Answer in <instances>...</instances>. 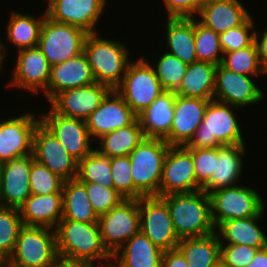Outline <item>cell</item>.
<instances>
[{
    "label": "cell",
    "mask_w": 267,
    "mask_h": 267,
    "mask_svg": "<svg viewBox=\"0 0 267 267\" xmlns=\"http://www.w3.org/2000/svg\"><path fill=\"white\" fill-rule=\"evenodd\" d=\"M54 230L62 266L111 267L112 255L102 243L98 222L61 219Z\"/></svg>",
    "instance_id": "6da1fadb"
},
{
    "label": "cell",
    "mask_w": 267,
    "mask_h": 267,
    "mask_svg": "<svg viewBox=\"0 0 267 267\" xmlns=\"http://www.w3.org/2000/svg\"><path fill=\"white\" fill-rule=\"evenodd\" d=\"M235 110L242 109L211 100L206 108L204 120L193 137L185 145L187 149L215 148L222 145L245 144V135Z\"/></svg>",
    "instance_id": "7a4b0ae2"
},
{
    "label": "cell",
    "mask_w": 267,
    "mask_h": 267,
    "mask_svg": "<svg viewBox=\"0 0 267 267\" xmlns=\"http://www.w3.org/2000/svg\"><path fill=\"white\" fill-rule=\"evenodd\" d=\"M122 42L105 38L97 32L88 34L84 43L83 52L95 81L110 89H116L121 84L127 66L133 59L132 52Z\"/></svg>",
    "instance_id": "3957f363"
},
{
    "label": "cell",
    "mask_w": 267,
    "mask_h": 267,
    "mask_svg": "<svg viewBox=\"0 0 267 267\" xmlns=\"http://www.w3.org/2000/svg\"><path fill=\"white\" fill-rule=\"evenodd\" d=\"M161 197L167 202L171 221L179 239L215 232L211 218V199L205 191Z\"/></svg>",
    "instance_id": "277c9868"
},
{
    "label": "cell",
    "mask_w": 267,
    "mask_h": 267,
    "mask_svg": "<svg viewBox=\"0 0 267 267\" xmlns=\"http://www.w3.org/2000/svg\"><path fill=\"white\" fill-rule=\"evenodd\" d=\"M9 267H61L56 248L55 230L48 227L23 226L18 234Z\"/></svg>",
    "instance_id": "5b68a950"
},
{
    "label": "cell",
    "mask_w": 267,
    "mask_h": 267,
    "mask_svg": "<svg viewBox=\"0 0 267 267\" xmlns=\"http://www.w3.org/2000/svg\"><path fill=\"white\" fill-rule=\"evenodd\" d=\"M170 145L161 138H144L130 153L134 187L143 196H159L163 163Z\"/></svg>",
    "instance_id": "8992f818"
},
{
    "label": "cell",
    "mask_w": 267,
    "mask_h": 267,
    "mask_svg": "<svg viewBox=\"0 0 267 267\" xmlns=\"http://www.w3.org/2000/svg\"><path fill=\"white\" fill-rule=\"evenodd\" d=\"M115 90L137 116L164 92L150 59L143 55L130 61L121 84Z\"/></svg>",
    "instance_id": "52a82bcc"
},
{
    "label": "cell",
    "mask_w": 267,
    "mask_h": 267,
    "mask_svg": "<svg viewBox=\"0 0 267 267\" xmlns=\"http://www.w3.org/2000/svg\"><path fill=\"white\" fill-rule=\"evenodd\" d=\"M209 196L215 229L224 221L257 216L266 207L260 192L244 184L217 189Z\"/></svg>",
    "instance_id": "ba28073f"
},
{
    "label": "cell",
    "mask_w": 267,
    "mask_h": 267,
    "mask_svg": "<svg viewBox=\"0 0 267 267\" xmlns=\"http://www.w3.org/2000/svg\"><path fill=\"white\" fill-rule=\"evenodd\" d=\"M88 34L79 27L55 22L45 16L37 46L52 66L81 54Z\"/></svg>",
    "instance_id": "9c48e42d"
},
{
    "label": "cell",
    "mask_w": 267,
    "mask_h": 267,
    "mask_svg": "<svg viewBox=\"0 0 267 267\" xmlns=\"http://www.w3.org/2000/svg\"><path fill=\"white\" fill-rule=\"evenodd\" d=\"M101 240L113 255L140 231L139 199H124L98 220Z\"/></svg>",
    "instance_id": "30bf717a"
},
{
    "label": "cell",
    "mask_w": 267,
    "mask_h": 267,
    "mask_svg": "<svg viewBox=\"0 0 267 267\" xmlns=\"http://www.w3.org/2000/svg\"><path fill=\"white\" fill-rule=\"evenodd\" d=\"M140 231L163 252L177 249L175 233L167 202L160 196L139 198Z\"/></svg>",
    "instance_id": "8fae6325"
},
{
    "label": "cell",
    "mask_w": 267,
    "mask_h": 267,
    "mask_svg": "<svg viewBox=\"0 0 267 267\" xmlns=\"http://www.w3.org/2000/svg\"><path fill=\"white\" fill-rule=\"evenodd\" d=\"M7 87L31 92L43 93L46 98L51 65L38 46L17 51Z\"/></svg>",
    "instance_id": "7c38bea8"
},
{
    "label": "cell",
    "mask_w": 267,
    "mask_h": 267,
    "mask_svg": "<svg viewBox=\"0 0 267 267\" xmlns=\"http://www.w3.org/2000/svg\"><path fill=\"white\" fill-rule=\"evenodd\" d=\"M0 119V162L32 154L33 134L40 122V114L33 111ZM37 117V118H36Z\"/></svg>",
    "instance_id": "4fadbf2b"
},
{
    "label": "cell",
    "mask_w": 267,
    "mask_h": 267,
    "mask_svg": "<svg viewBox=\"0 0 267 267\" xmlns=\"http://www.w3.org/2000/svg\"><path fill=\"white\" fill-rule=\"evenodd\" d=\"M200 190L191 152L185 146H170L163 163L159 196Z\"/></svg>",
    "instance_id": "5bb4252c"
},
{
    "label": "cell",
    "mask_w": 267,
    "mask_h": 267,
    "mask_svg": "<svg viewBox=\"0 0 267 267\" xmlns=\"http://www.w3.org/2000/svg\"><path fill=\"white\" fill-rule=\"evenodd\" d=\"M46 112L40 114V122L78 162L95 149L85 120L62 116L51 107Z\"/></svg>",
    "instance_id": "9a60e30c"
},
{
    "label": "cell",
    "mask_w": 267,
    "mask_h": 267,
    "mask_svg": "<svg viewBox=\"0 0 267 267\" xmlns=\"http://www.w3.org/2000/svg\"><path fill=\"white\" fill-rule=\"evenodd\" d=\"M254 78L238 74L219 64L216 69L214 100L242 110L263 102L265 92L260 89L261 87L257 85V80Z\"/></svg>",
    "instance_id": "2e32d148"
},
{
    "label": "cell",
    "mask_w": 267,
    "mask_h": 267,
    "mask_svg": "<svg viewBox=\"0 0 267 267\" xmlns=\"http://www.w3.org/2000/svg\"><path fill=\"white\" fill-rule=\"evenodd\" d=\"M46 16L55 22L70 24L97 33V26L106 10L108 0H47Z\"/></svg>",
    "instance_id": "e0dca14e"
},
{
    "label": "cell",
    "mask_w": 267,
    "mask_h": 267,
    "mask_svg": "<svg viewBox=\"0 0 267 267\" xmlns=\"http://www.w3.org/2000/svg\"><path fill=\"white\" fill-rule=\"evenodd\" d=\"M32 154L36 161L45 165L62 179L77 178L78 161L41 122L33 134Z\"/></svg>",
    "instance_id": "ac0fdd59"
},
{
    "label": "cell",
    "mask_w": 267,
    "mask_h": 267,
    "mask_svg": "<svg viewBox=\"0 0 267 267\" xmlns=\"http://www.w3.org/2000/svg\"><path fill=\"white\" fill-rule=\"evenodd\" d=\"M110 90L108 86L95 82L64 90L48 102V105L62 116L86 120L100 106Z\"/></svg>",
    "instance_id": "d6986e66"
},
{
    "label": "cell",
    "mask_w": 267,
    "mask_h": 267,
    "mask_svg": "<svg viewBox=\"0 0 267 267\" xmlns=\"http://www.w3.org/2000/svg\"><path fill=\"white\" fill-rule=\"evenodd\" d=\"M137 115L126 104L121 95L111 89L100 106L85 120L92 140L95 142L111 131L130 125Z\"/></svg>",
    "instance_id": "ffe728a7"
},
{
    "label": "cell",
    "mask_w": 267,
    "mask_h": 267,
    "mask_svg": "<svg viewBox=\"0 0 267 267\" xmlns=\"http://www.w3.org/2000/svg\"><path fill=\"white\" fill-rule=\"evenodd\" d=\"M210 101L176 95L170 133L164 140L170 146H185L204 120V114Z\"/></svg>",
    "instance_id": "44dd1931"
},
{
    "label": "cell",
    "mask_w": 267,
    "mask_h": 267,
    "mask_svg": "<svg viewBox=\"0 0 267 267\" xmlns=\"http://www.w3.org/2000/svg\"><path fill=\"white\" fill-rule=\"evenodd\" d=\"M33 154L3 162L0 206L19 208L31 195L29 175Z\"/></svg>",
    "instance_id": "7402d4cb"
},
{
    "label": "cell",
    "mask_w": 267,
    "mask_h": 267,
    "mask_svg": "<svg viewBox=\"0 0 267 267\" xmlns=\"http://www.w3.org/2000/svg\"><path fill=\"white\" fill-rule=\"evenodd\" d=\"M246 145L247 143L218 147L214 171L210 179L202 186L203 191L209 195L217 189L238 185L237 183L245 174L243 160L247 152Z\"/></svg>",
    "instance_id": "603a6c76"
},
{
    "label": "cell",
    "mask_w": 267,
    "mask_h": 267,
    "mask_svg": "<svg viewBox=\"0 0 267 267\" xmlns=\"http://www.w3.org/2000/svg\"><path fill=\"white\" fill-rule=\"evenodd\" d=\"M95 78L84 52L63 63L51 66L46 88V100L51 101L58 93L94 84Z\"/></svg>",
    "instance_id": "cb8c5ba5"
},
{
    "label": "cell",
    "mask_w": 267,
    "mask_h": 267,
    "mask_svg": "<svg viewBox=\"0 0 267 267\" xmlns=\"http://www.w3.org/2000/svg\"><path fill=\"white\" fill-rule=\"evenodd\" d=\"M242 0H203L198 20L216 33L242 25L251 13Z\"/></svg>",
    "instance_id": "d4e9b609"
},
{
    "label": "cell",
    "mask_w": 267,
    "mask_h": 267,
    "mask_svg": "<svg viewBox=\"0 0 267 267\" xmlns=\"http://www.w3.org/2000/svg\"><path fill=\"white\" fill-rule=\"evenodd\" d=\"M18 209L24 226L54 229L62 219L63 194L62 192L46 195L31 194Z\"/></svg>",
    "instance_id": "484cf974"
},
{
    "label": "cell",
    "mask_w": 267,
    "mask_h": 267,
    "mask_svg": "<svg viewBox=\"0 0 267 267\" xmlns=\"http://www.w3.org/2000/svg\"><path fill=\"white\" fill-rule=\"evenodd\" d=\"M265 210L266 207L257 216L222 222L215 229L220 244H242L258 249L267 247V234L259 225Z\"/></svg>",
    "instance_id": "4316f807"
},
{
    "label": "cell",
    "mask_w": 267,
    "mask_h": 267,
    "mask_svg": "<svg viewBox=\"0 0 267 267\" xmlns=\"http://www.w3.org/2000/svg\"><path fill=\"white\" fill-rule=\"evenodd\" d=\"M163 253L139 231L112 255L111 267H161Z\"/></svg>",
    "instance_id": "83f0119b"
},
{
    "label": "cell",
    "mask_w": 267,
    "mask_h": 267,
    "mask_svg": "<svg viewBox=\"0 0 267 267\" xmlns=\"http://www.w3.org/2000/svg\"><path fill=\"white\" fill-rule=\"evenodd\" d=\"M175 99V92L164 91L137 116L146 138L164 139L170 133Z\"/></svg>",
    "instance_id": "f1b7e54d"
},
{
    "label": "cell",
    "mask_w": 267,
    "mask_h": 267,
    "mask_svg": "<svg viewBox=\"0 0 267 267\" xmlns=\"http://www.w3.org/2000/svg\"><path fill=\"white\" fill-rule=\"evenodd\" d=\"M165 23V51L187 65L196 62L195 18H167Z\"/></svg>",
    "instance_id": "f546056e"
},
{
    "label": "cell",
    "mask_w": 267,
    "mask_h": 267,
    "mask_svg": "<svg viewBox=\"0 0 267 267\" xmlns=\"http://www.w3.org/2000/svg\"><path fill=\"white\" fill-rule=\"evenodd\" d=\"M217 65L196 61L188 65L176 95L184 97L214 99L215 78Z\"/></svg>",
    "instance_id": "4dcf8cb0"
},
{
    "label": "cell",
    "mask_w": 267,
    "mask_h": 267,
    "mask_svg": "<svg viewBox=\"0 0 267 267\" xmlns=\"http://www.w3.org/2000/svg\"><path fill=\"white\" fill-rule=\"evenodd\" d=\"M8 22H6V42L11 43L17 51L36 47L38 45L40 29L46 12L37 15L11 11Z\"/></svg>",
    "instance_id": "1f68e13d"
},
{
    "label": "cell",
    "mask_w": 267,
    "mask_h": 267,
    "mask_svg": "<svg viewBox=\"0 0 267 267\" xmlns=\"http://www.w3.org/2000/svg\"><path fill=\"white\" fill-rule=\"evenodd\" d=\"M144 138L145 135L136 118L130 125L103 135L96 140L97 145L94 146L99 154L110 158L128 156Z\"/></svg>",
    "instance_id": "d6a6232c"
},
{
    "label": "cell",
    "mask_w": 267,
    "mask_h": 267,
    "mask_svg": "<svg viewBox=\"0 0 267 267\" xmlns=\"http://www.w3.org/2000/svg\"><path fill=\"white\" fill-rule=\"evenodd\" d=\"M62 219L79 222H98L99 217L93 210L86 191L85 183L78 178L65 180L62 189Z\"/></svg>",
    "instance_id": "836d02e7"
},
{
    "label": "cell",
    "mask_w": 267,
    "mask_h": 267,
    "mask_svg": "<svg viewBox=\"0 0 267 267\" xmlns=\"http://www.w3.org/2000/svg\"><path fill=\"white\" fill-rule=\"evenodd\" d=\"M220 241L215 232L205 236L180 239L177 249L188 267H212L220 258Z\"/></svg>",
    "instance_id": "e575fe53"
},
{
    "label": "cell",
    "mask_w": 267,
    "mask_h": 267,
    "mask_svg": "<svg viewBox=\"0 0 267 267\" xmlns=\"http://www.w3.org/2000/svg\"><path fill=\"white\" fill-rule=\"evenodd\" d=\"M77 178L83 183H97L106 188H114L111 158L99 154L94 149L78 162Z\"/></svg>",
    "instance_id": "d590c367"
},
{
    "label": "cell",
    "mask_w": 267,
    "mask_h": 267,
    "mask_svg": "<svg viewBox=\"0 0 267 267\" xmlns=\"http://www.w3.org/2000/svg\"><path fill=\"white\" fill-rule=\"evenodd\" d=\"M221 65L238 74L257 78L267 74L262 67L255 43L245 48L223 54Z\"/></svg>",
    "instance_id": "8d00e7d4"
},
{
    "label": "cell",
    "mask_w": 267,
    "mask_h": 267,
    "mask_svg": "<svg viewBox=\"0 0 267 267\" xmlns=\"http://www.w3.org/2000/svg\"><path fill=\"white\" fill-rule=\"evenodd\" d=\"M154 57L158 59L154 64L152 62L151 65L155 70L162 88L164 91L175 92L179 88L188 65L165 50L158 57L154 54Z\"/></svg>",
    "instance_id": "74e56055"
},
{
    "label": "cell",
    "mask_w": 267,
    "mask_h": 267,
    "mask_svg": "<svg viewBox=\"0 0 267 267\" xmlns=\"http://www.w3.org/2000/svg\"><path fill=\"white\" fill-rule=\"evenodd\" d=\"M195 52L197 61L219 65L223 59L219 34L203 25L195 17Z\"/></svg>",
    "instance_id": "f35d334b"
},
{
    "label": "cell",
    "mask_w": 267,
    "mask_h": 267,
    "mask_svg": "<svg viewBox=\"0 0 267 267\" xmlns=\"http://www.w3.org/2000/svg\"><path fill=\"white\" fill-rule=\"evenodd\" d=\"M23 226L18 208L0 206V255L6 260L12 255Z\"/></svg>",
    "instance_id": "ab89813d"
},
{
    "label": "cell",
    "mask_w": 267,
    "mask_h": 267,
    "mask_svg": "<svg viewBox=\"0 0 267 267\" xmlns=\"http://www.w3.org/2000/svg\"><path fill=\"white\" fill-rule=\"evenodd\" d=\"M64 179L51 172L45 165L35 159L32 161L29 175L31 194L46 195L62 192Z\"/></svg>",
    "instance_id": "60d3db41"
},
{
    "label": "cell",
    "mask_w": 267,
    "mask_h": 267,
    "mask_svg": "<svg viewBox=\"0 0 267 267\" xmlns=\"http://www.w3.org/2000/svg\"><path fill=\"white\" fill-rule=\"evenodd\" d=\"M128 156L111 158V174L115 190L125 199H139L143 195L134 187Z\"/></svg>",
    "instance_id": "b9f144b4"
},
{
    "label": "cell",
    "mask_w": 267,
    "mask_h": 267,
    "mask_svg": "<svg viewBox=\"0 0 267 267\" xmlns=\"http://www.w3.org/2000/svg\"><path fill=\"white\" fill-rule=\"evenodd\" d=\"M255 19L251 15L242 25L231 28L219 34L220 46L223 53L239 50L254 43L256 31Z\"/></svg>",
    "instance_id": "7bdbcfd3"
},
{
    "label": "cell",
    "mask_w": 267,
    "mask_h": 267,
    "mask_svg": "<svg viewBox=\"0 0 267 267\" xmlns=\"http://www.w3.org/2000/svg\"><path fill=\"white\" fill-rule=\"evenodd\" d=\"M86 191L98 217L109 212L125 198L115 188H106L97 183H85Z\"/></svg>",
    "instance_id": "ee69618b"
},
{
    "label": "cell",
    "mask_w": 267,
    "mask_h": 267,
    "mask_svg": "<svg viewBox=\"0 0 267 267\" xmlns=\"http://www.w3.org/2000/svg\"><path fill=\"white\" fill-rule=\"evenodd\" d=\"M188 150L192 154L196 180L203 186L210 179L214 171L218 147Z\"/></svg>",
    "instance_id": "f6af8a7d"
},
{
    "label": "cell",
    "mask_w": 267,
    "mask_h": 267,
    "mask_svg": "<svg viewBox=\"0 0 267 267\" xmlns=\"http://www.w3.org/2000/svg\"><path fill=\"white\" fill-rule=\"evenodd\" d=\"M258 250L242 244H221L220 258L230 267H247Z\"/></svg>",
    "instance_id": "bcb514c9"
},
{
    "label": "cell",
    "mask_w": 267,
    "mask_h": 267,
    "mask_svg": "<svg viewBox=\"0 0 267 267\" xmlns=\"http://www.w3.org/2000/svg\"><path fill=\"white\" fill-rule=\"evenodd\" d=\"M167 18L197 17L203 0H162Z\"/></svg>",
    "instance_id": "7dc6e473"
},
{
    "label": "cell",
    "mask_w": 267,
    "mask_h": 267,
    "mask_svg": "<svg viewBox=\"0 0 267 267\" xmlns=\"http://www.w3.org/2000/svg\"><path fill=\"white\" fill-rule=\"evenodd\" d=\"M259 31V32H258ZM261 36V37H260ZM254 43L257 48V53L259 56L260 63L262 67L267 72V29H259L255 31Z\"/></svg>",
    "instance_id": "c3c4849f"
},
{
    "label": "cell",
    "mask_w": 267,
    "mask_h": 267,
    "mask_svg": "<svg viewBox=\"0 0 267 267\" xmlns=\"http://www.w3.org/2000/svg\"><path fill=\"white\" fill-rule=\"evenodd\" d=\"M161 267H188V263L178 249H173L163 253Z\"/></svg>",
    "instance_id": "681fc988"
},
{
    "label": "cell",
    "mask_w": 267,
    "mask_h": 267,
    "mask_svg": "<svg viewBox=\"0 0 267 267\" xmlns=\"http://www.w3.org/2000/svg\"><path fill=\"white\" fill-rule=\"evenodd\" d=\"M247 267H267V247L259 249Z\"/></svg>",
    "instance_id": "f907efd6"
},
{
    "label": "cell",
    "mask_w": 267,
    "mask_h": 267,
    "mask_svg": "<svg viewBox=\"0 0 267 267\" xmlns=\"http://www.w3.org/2000/svg\"><path fill=\"white\" fill-rule=\"evenodd\" d=\"M4 40H2V36L0 38V72L3 71L2 69L4 68L3 67V64H5L7 61L6 58L8 57L7 55L8 54V51H7V48H8V45H6ZM7 53V54H6ZM5 61V62H4Z\"/></svg>",
    "instance_id": "816d5d0a"
},
{
    "label": "cell",
    "mask_w": 267,
    "mask_h": 267,
    "mask_svg": "<svg viewBox=\"0 0 267 267\" xmlns=\"http://www.w3.org/2000/svg\"><path fill=\"white\" fill-rule=\"evenodd\" d=\"M212 267H230L221 258H219Z\"/></svg>",
    "instance_id": "f5cc1de1"
},
{
    "label": "cell",
    "mask_w": 267,
    "mask_h": 267,
    "mask_svg": "<svg viewBox=\"0 0 267 267\" xmlns=\"http://www.w3.org/2000/svg\"><path fill=\"white\" fill-rule=\"evenodd\" d=\"M7 266V260L0 255V267H6Z\"/></svg>",
    "instance_id": "db71d44e"
},
{
    "label": "cell",
    "mask_w": 267,
    "mask_h": 267,
    "mask_svg": "<svg viewBox=\"0 0 267 267\" xmlns=\"http://www.w3.org/2000/svg\"><path fill=\"white\" fill-rule=\"evenodd\" d=\"M2 162H0V182H1V176H2Z\"/></svg>",
    "instance_id": "11a10c76"
}]
</instances>
